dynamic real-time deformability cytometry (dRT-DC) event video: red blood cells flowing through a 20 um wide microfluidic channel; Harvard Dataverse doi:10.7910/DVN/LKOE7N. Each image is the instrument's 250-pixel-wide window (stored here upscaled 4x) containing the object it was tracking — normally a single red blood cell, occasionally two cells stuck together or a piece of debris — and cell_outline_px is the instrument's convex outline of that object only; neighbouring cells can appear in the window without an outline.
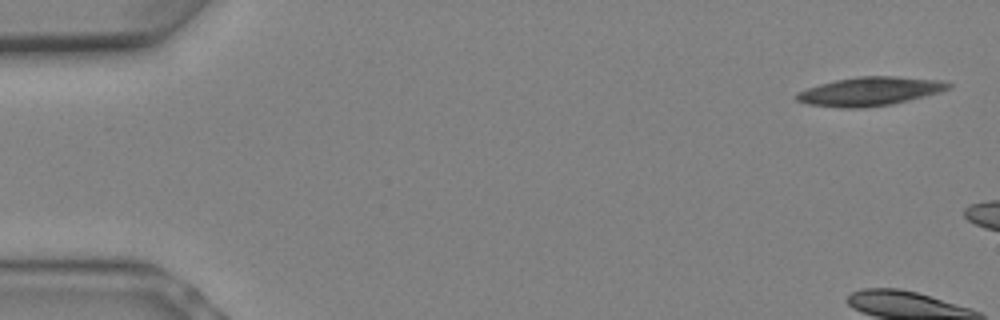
{"species": "Egyptian fruit bat (a non-hibernating species)", "species_latin": "Rousettus aegyptiacus", "temperature_condition": "warm", "stored_images_in_passage": 6, "camera_frame_rate_fps": 3000, "um_per_image_px": 0.085, "animal": {"sex": "female"}, "frame": {"image": 1, "passage_image": 1, "time_ms": 0.0, "image_size_px": [1000, 320], "cell_outline_px": [[952, 88], [940, 92], [892, 104], [864, 108], [840, 108], [808, 104], [796, 100], [792, 96], [796, 92], [820, 84], [836, 80], [856, 76], [896, 76], [944, 80], [952, 84]], "centroid_in_image_um": [73.94, 7.76], "position_along_channel_um": 11.1, "area_um2": 25.66}}